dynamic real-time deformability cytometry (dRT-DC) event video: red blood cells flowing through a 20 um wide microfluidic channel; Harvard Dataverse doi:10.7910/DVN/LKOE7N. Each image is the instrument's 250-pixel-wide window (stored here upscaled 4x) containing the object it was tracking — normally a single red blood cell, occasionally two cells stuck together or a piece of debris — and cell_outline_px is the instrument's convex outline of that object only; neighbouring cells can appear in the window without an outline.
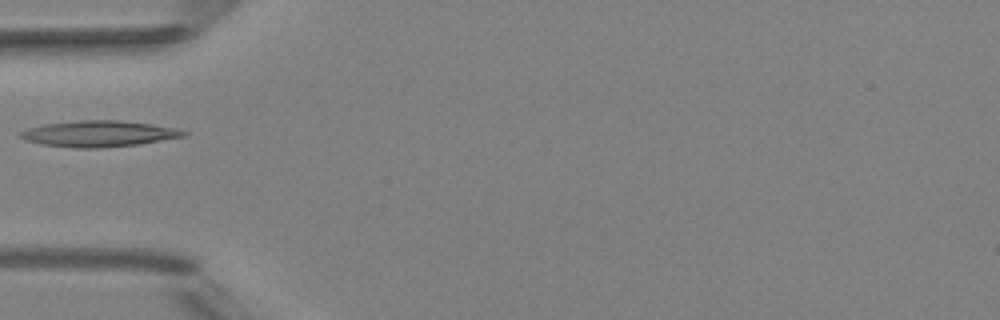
{"species": "Egyptian fruit bat (a non-hibernating species)", "species_latin": "Rousettus aegyptiacus", "temperature_condition": "room temperature", "stored_images_in_passage": 3, "camera_frame_rate_fps": 3000, "um_per_image_px": 0.085, "animal": {"sex": "female"}, "frame": {"image": 1, "passage_image": 3, "time_ms": 2.0, "image_size_px": [1000, 320], "cell_outline_px": [[188, 132], [184, 136], [140, 144], [100, 148], [76, 148], [40, 144], [24, 140], [20, 136], [20, 132], [28, 128], [44, 124], [76, 120], [120, 120], [152, 124], [176, 128]], "centroid_in_image_um": [8.38, 11.36], "position_along_channel_um": 76.6, "area_um2": 24.85}}